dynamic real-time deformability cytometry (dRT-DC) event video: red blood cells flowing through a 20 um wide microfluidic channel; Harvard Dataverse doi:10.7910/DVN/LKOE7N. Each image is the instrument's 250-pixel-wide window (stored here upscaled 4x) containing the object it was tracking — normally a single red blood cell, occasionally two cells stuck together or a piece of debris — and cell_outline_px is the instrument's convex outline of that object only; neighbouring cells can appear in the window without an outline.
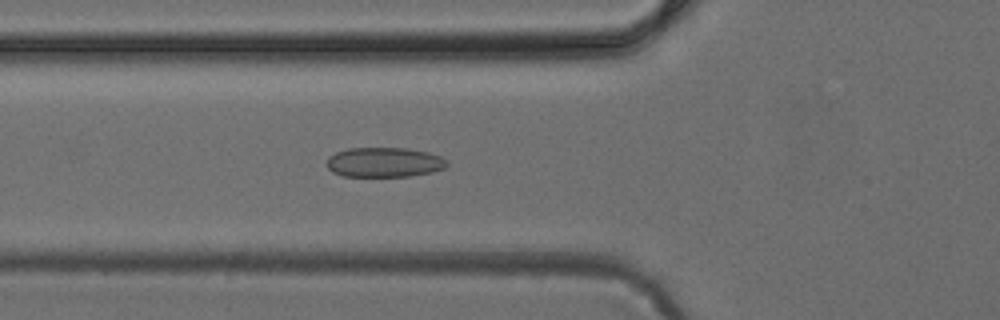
{"species": "common noctule bat (a hibernating species)", "species_latin": "Nyctalus noctula", "temperature_condition": "cold", "stored_images_in_passage": 44, "camera_frame_rate_fps": 3000, "um_per_image_px": 0.085, "animal": {"sex": "female", "body_mass_g": 24.6, "forearm_length_mm": 56.2}, "frame": {"image": 1, "passage_image": 13, "time_ms": 4.0, "image_size_px": [1000, 320], "cell_outline_px": [[448, 164], [444, 168], [432, 172], [408, 176], [344, 176], [332, 172], [324, 164], [328, 156], [336, 152], [348, 148], [404, 148], [428, 152], [440, 156], [448, 160]], "centroid_in_image_um": [32.63, 13.79], "position_along_channel_um": 93.2, "area_um2": 20.98}}
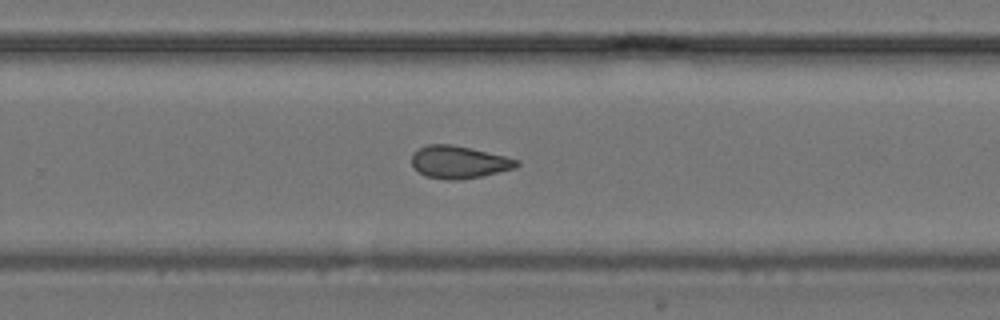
{"frame": {"image": 2, "passage_image": 27, "time_ms": 8.667, "image_size_px": [1000, 320], "cell_outline_px": [[520, 164], [516, 168], [480, 176], [456, 180], [448, 180], [424, 176], [412, 164], [412, 152], [428, 144], [452, 144], [472, 148], [520, 160]], "centroid_in_image_um": [39.01, 13.77], "position_along_channel_um": 290.8, "area_um2": 19.83}}
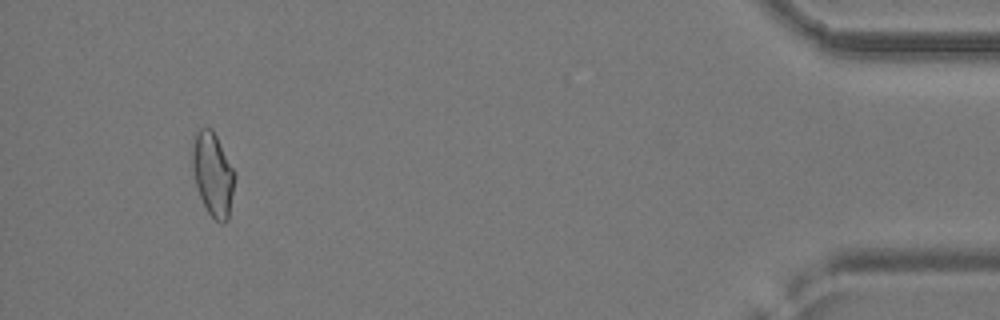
{"frame": {"image": 3, "passage_image": 41, "time_ms": 13.333, "image_size_px": [1000, 320], "cell_outline_px": [[236, 176], [228, 220], [224, 224], [220, 224], [208, 212], [200, 196], [196, 184], [192, 160], [192, 148], [196, 132], [200, 128], [212, 128], [236, 172]], "centroid_in_image_um": [18.13, 14.81], "position_along_channel_um": 417.1, "area_um2": 20.58}}